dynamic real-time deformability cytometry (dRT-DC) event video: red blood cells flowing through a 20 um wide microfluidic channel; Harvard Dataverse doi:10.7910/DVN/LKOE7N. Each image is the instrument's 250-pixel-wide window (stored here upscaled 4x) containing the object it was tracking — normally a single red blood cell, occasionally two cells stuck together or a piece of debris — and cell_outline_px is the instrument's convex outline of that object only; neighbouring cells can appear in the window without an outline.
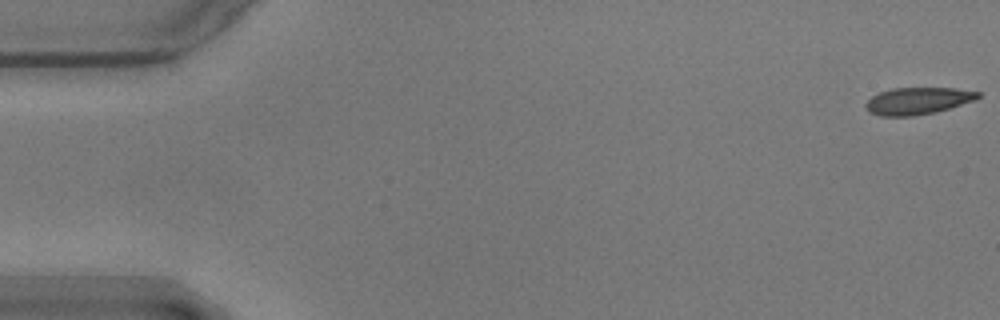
{"species": "common noctule bat (a hibernating species)", "species_latin": "Nyctalus noctula", "temperature_condition": "warm", "stored_images_in_passage": 50, "camera_frame_rate_fps": 3000, "um_per_image_px": 0.085, "animal": {"sex": "male", "body_mass_g": 17.9}, "frame": {"image": 1, "passage_image": 1, "time_ms": 0.0, "image_size_px": [1000, 320], "cell_outline_px": [[980, 96], [976, 100], [936, 112], [912, 116], [880, 116], [868, 112], [864, 104], [872, 96], [880, 92], [892, 88], [956, 88], [980, 92]], "centroid_in_image_um": [78.0, 8.57], "position_along_channel_um": 7.0, "area_um2": 17.74}}
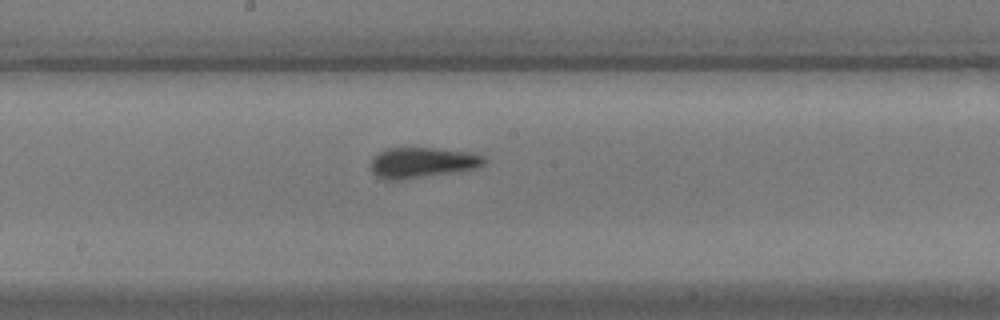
{"frame": {"image": 2, "passage_image": 30, "time_ms": 9.667, "image_size_px": [1000, 320], "cell_outline_px": [[488, 160], [484, 164], [476, 168], [400, 180], [384, 180], [376, 176], [372, 172], [372, 160], [380, 152], [388, 148], [436, 148], [468, 152], [484, 156]], "centroid_in_image_um": [35.9, 13.82], "position_along_channel_um": 212.3, "area_um2": 19.88}}
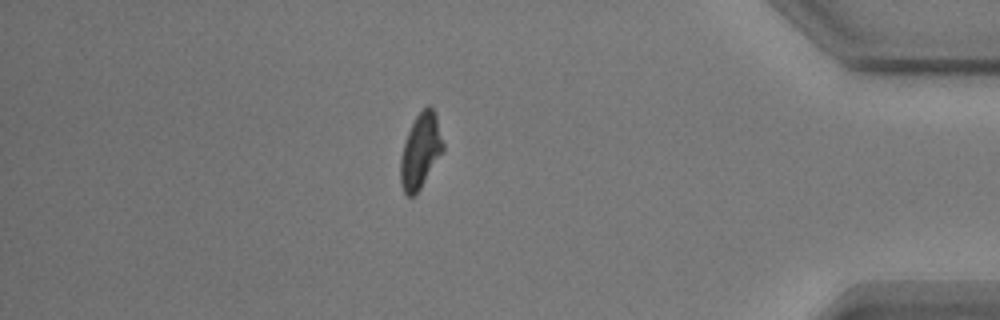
{"frame": {"image": 3, "passage_image": 49, "time_ms": 16.0, "image_size_px": [1000, 320], "cell_outline_px": [[444, 152], [420, 188], [412, 196], [408, 196], [404, 192], [400, 184], [400, 156], [408, 132], [416, 116], [428, 104], [432, 108], [436, 116], [444, 144]], "centroid_in_image_um": [35.75, 12.84], "position_along_channel_um": 399.5, "area_um2": 18.44}}